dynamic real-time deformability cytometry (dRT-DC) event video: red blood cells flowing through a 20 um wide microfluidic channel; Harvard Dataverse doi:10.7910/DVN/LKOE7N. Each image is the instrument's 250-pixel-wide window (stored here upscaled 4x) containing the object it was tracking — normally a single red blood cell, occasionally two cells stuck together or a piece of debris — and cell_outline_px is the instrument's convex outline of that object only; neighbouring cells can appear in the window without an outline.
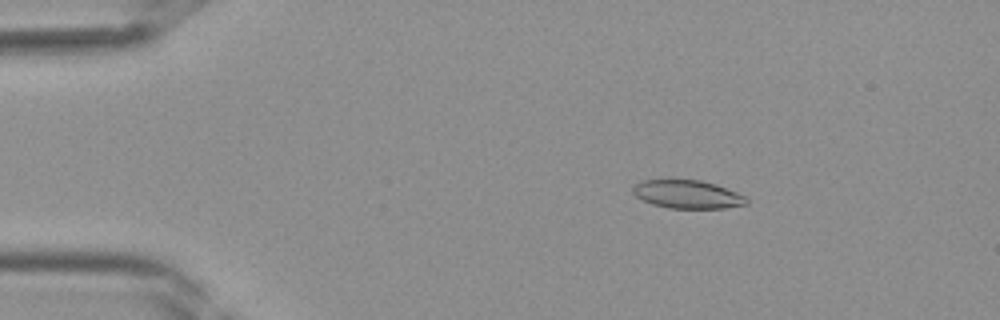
{"species": "Egyptian fruit bat (a non-hibernating species)", "species_latin": "Rousettus aegyptiacus", "temperature_condition": "room temperature", "stored_images_in_passage": 39, "camera_frame_rate_fps": 3000, "um_per_image_px": 0.085, "frame": {"image": 1, "passage_image": 6, "time_ms": 1.667, "image_size_px": [1000, 320], "cell_outline_px": [[748, 204], [724, 208], [668, 208], [652, 204], [636, 196], [632, 192], [632, 188], [636, 184], [644, 180], [700, 180], [716, 184], [736, 192], [744, 196], [748, 200]], "centroid_in_image_um": [58.44, 16.52], "position_along_channel_um": 26.6, "area_um2": 18.55}}
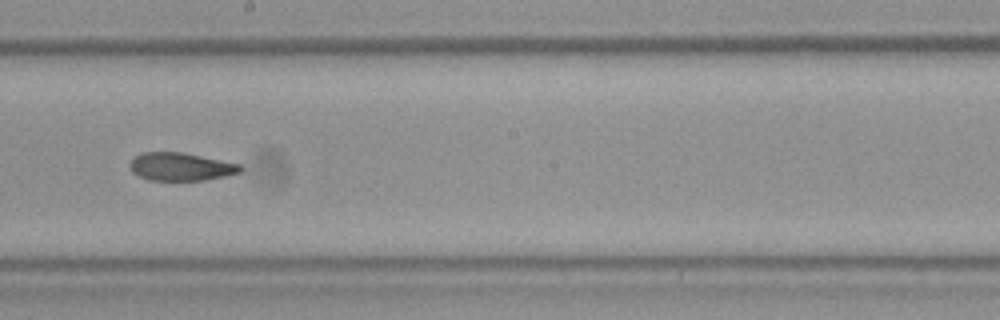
{"frame": {"image": 2, "passage_image": 22, "time_ms": 7.0, "image_size_px": [1000, 320], "cell_outline_px": [[244, 168], [240, 172], [224, 176], [204, 180], [148, 180], [132, 172], [128, 164], [136, 156], [144, 152], [180, 152], [240, 164]], "centroid_in_image_um": [15.35, 14.17], "position_along_channel_um": 232.8, "area_um2": 17.8}}
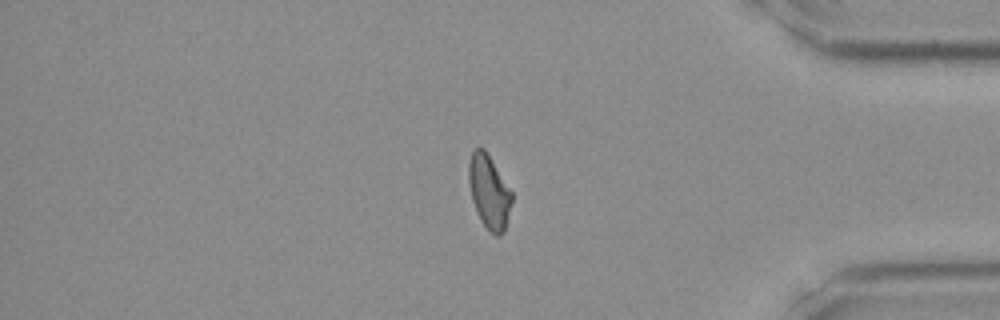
{"frame": {"image": 3, "passage_image": 33, "time_ms": 10.667, "image_size_px": [1000, 320], "cell_outline_px": [[512, 200], [504, 232], [500, 236], [496, 236], [480, 220], [476, 212], [472, 200], [468, 180], [468, 164], [472, 152], [476, 148], [484, 148], [512, 192]], "centroid_in_image_um": [41.56, 16.31], "position_along_channel_um": 393.6, "area_um2": 18.26}}